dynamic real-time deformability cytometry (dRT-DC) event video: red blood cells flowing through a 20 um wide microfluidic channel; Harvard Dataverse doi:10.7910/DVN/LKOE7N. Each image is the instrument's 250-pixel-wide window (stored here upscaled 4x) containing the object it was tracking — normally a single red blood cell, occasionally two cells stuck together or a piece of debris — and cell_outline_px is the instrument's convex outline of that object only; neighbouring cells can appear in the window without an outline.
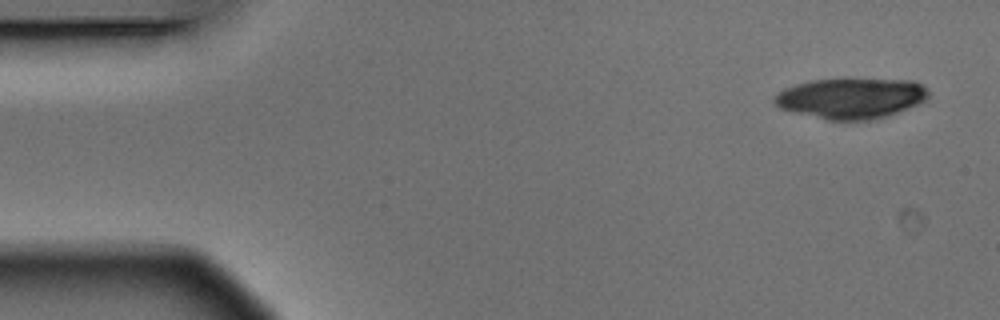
{"species": "Egyptian fruit bat (a non-hibernating species)", "species_latin": "Rousettus aegyptiacus", "temperature_condition": "warm", "stored_images_in_passage": 5, "camera_frame_rate_fps": 3000, "um_per_image_px": 0.085, "animal": {"sex": "male"}, "frame": {"image": 1, "passage_image": 1, "time_ms": 0.0, "image_size_px": [1000, 320], "cell_outline_px": [[928, 96], [924, 100], [916, 104], [888, 116], [872, 120], [828, 120], [792, 112], [780, 108], [772, 100], [784, 88], [796, 84], [812, 80], [912, 80], [920, 84], [928, 92]], "centroid_in_image_um": [72.3, 8.37], "position_along_channel_um": 12.7, "area_um2": 35.78}}
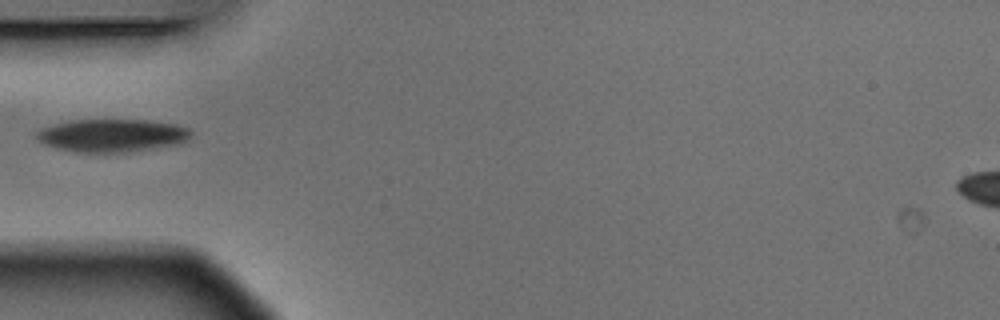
{"frame": {"image": 2, "passage_image": 5, "time_ms": 1.333, "image_size_px": [1000, 320], "cell_outline_px": [[192, 136], [188, 140], [180, 144], [128, 152], [76, 152], [56, 148], [44, 144], [36, 140], [36, 132], [40, 128], [72, 120], [148, 120], [176, 124], [188, 128], [192, 132]], "centroid_in_image_um": [9.54, 11.51], "position_along_channel_um": 75.5, "area_um2": 29.77}}